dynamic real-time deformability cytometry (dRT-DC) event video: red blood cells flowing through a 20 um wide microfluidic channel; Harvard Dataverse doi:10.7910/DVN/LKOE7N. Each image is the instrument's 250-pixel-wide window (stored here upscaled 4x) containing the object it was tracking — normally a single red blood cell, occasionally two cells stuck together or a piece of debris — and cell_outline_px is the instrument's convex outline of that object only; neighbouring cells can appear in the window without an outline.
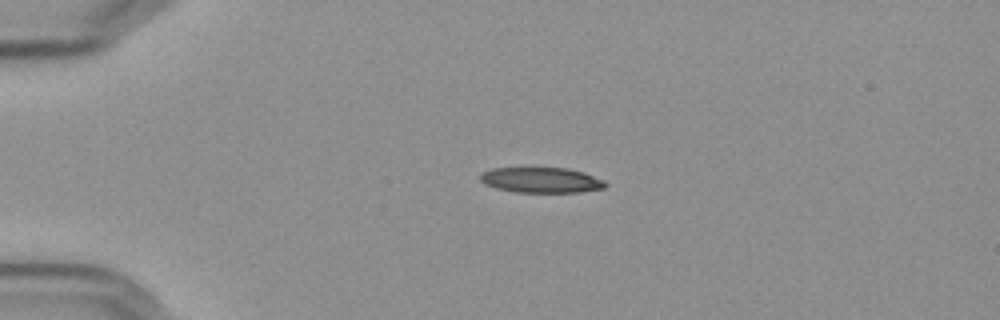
{"species": "Egyptian fruit bat (a non-hibernating species)", "species_latin": "Rousettus aegyptiacus", "temperature_condition": "cold", "stored_images_in_passage": 44, "camera_frame_rate_fps": 3000, "um_per_image_px": 0.085, "frame": {"image": 1, "passage_image": 1, "time_ms": 0.0, "image_size_px": [1000, 320], "cell_outline_px": [[608, 184], [604, 188], [580, 192], [512, 192], [496, 188], [484, 184], [480, 180], [480, 172], [492, 168], [568, 168], [584, 172], [604, 180]], "centroid_in_image_um": [45.99, 15.3], "position_along_channel_um": 39.0, "area_um2": 18.67}}
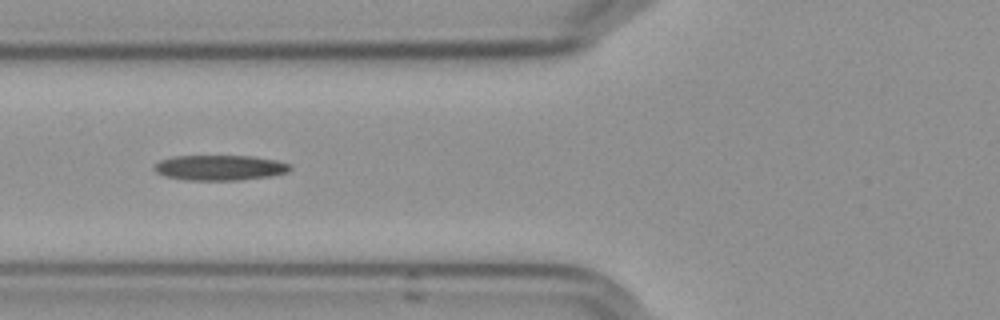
{"frame": {"image": 2, "passage_image": 10, "time_ms": 3.0, "image_size_px": [1000, 320], "cell_outline_px": [[292, 168], [288, 172], [272, 176], [240, 180], [184, 180], [164, 176], [156, 172], [152, 168], [152, 164], [160, 160], [172, 156], [252, 156], [276, 160], [288, 164]], "centroid_in_image_um": [18.63, 14.25], "position_along_channel_um": 107.2, "area_um2": 20.23}}
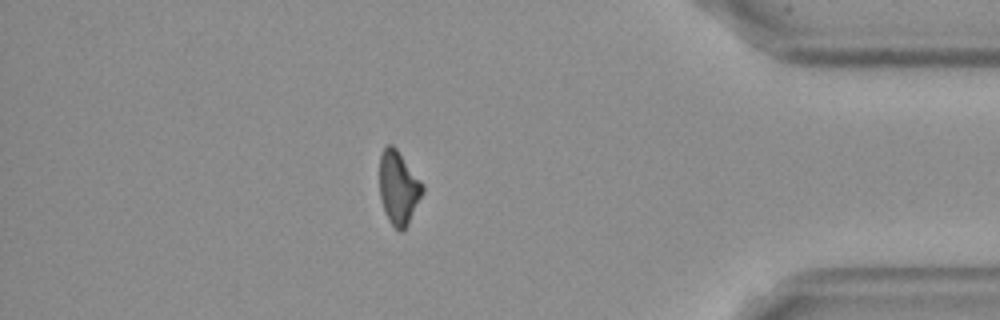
{"frame": {"image": 3, "passage_image": 37, "time_ms": 12.0, "image_size_px": [1000, 320], "cell_outline_px": [[424, 192], [404, 232], [400, 232], [388, 220], [384, 212], [380, 200], [380, 156], [384, 148], [388, 144], [392, 144], [396, 148], [424, 184]], "centroid_in_image_um": [33.88, 15.98], "position_along_channel_um": 401.3, "area_um2": 18.55}}